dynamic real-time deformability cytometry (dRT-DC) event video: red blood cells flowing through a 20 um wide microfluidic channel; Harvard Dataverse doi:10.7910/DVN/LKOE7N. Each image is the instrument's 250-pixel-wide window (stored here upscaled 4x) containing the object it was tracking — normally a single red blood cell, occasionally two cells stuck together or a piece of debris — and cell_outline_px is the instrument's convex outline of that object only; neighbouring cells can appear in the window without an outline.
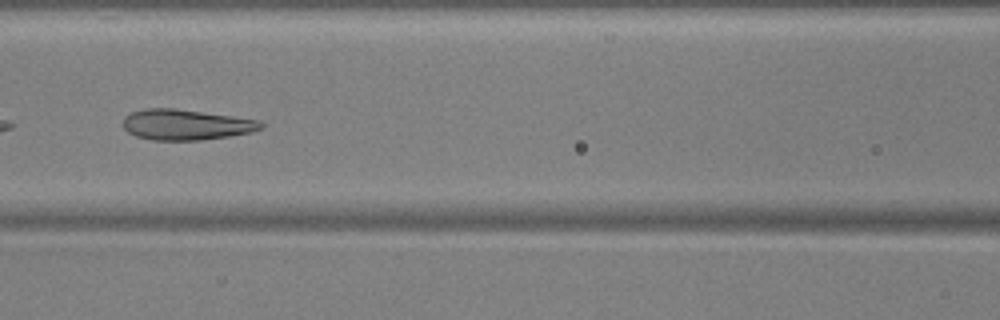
{"species": "common noctule bat (a hibernating species)", "species_latin": "Nyctalus noctula", "temperature_condition": "warm", "stored_images_in_passage": 45, "camera_frame_rate_fps": 3000, "um_per_image_px": 0.085, "animal": {"sex": "male", "body_mass_g": 17.9, "forearm_length_mm": 54.2}, "frame": {"image": 1, "passage_image": 19, "time_ms": 6.0, "image_size_px": [1000, 320], "cell_outline_px": [[264, 128], [252, 132], [228, 136], [200, 140], [152, 140], [136, 136], [128, 132], [120, 124], [124, 116], [128, 112], [148, 108], [176, 108], [260, 120], [264, 124]], "centroid_in_image_um": [15.77, 10.59], "position_along_channel_um": 150.8, "area_um2": 24.85}}
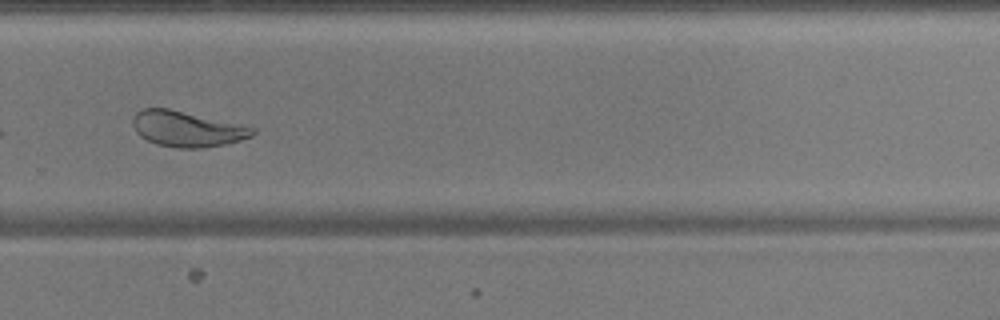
{"frame": {"image": 2, "passage_image": 32, "time_ms": 10.333, "image_size_px": [1000, 320], "cell_outline_px": [[256, 132], [252, 136], [224, 144], [200, 148], [176, 148], [156, 144], [140, 136], [136, 132], [132, 124], [132, 120], [136, 112], [144, 108], [168, 108], [256, 128]], "centroid_in_image_um": [15.85, 10.96], "position_along_channel_um": 313.9, "area_um2": 24.57}}